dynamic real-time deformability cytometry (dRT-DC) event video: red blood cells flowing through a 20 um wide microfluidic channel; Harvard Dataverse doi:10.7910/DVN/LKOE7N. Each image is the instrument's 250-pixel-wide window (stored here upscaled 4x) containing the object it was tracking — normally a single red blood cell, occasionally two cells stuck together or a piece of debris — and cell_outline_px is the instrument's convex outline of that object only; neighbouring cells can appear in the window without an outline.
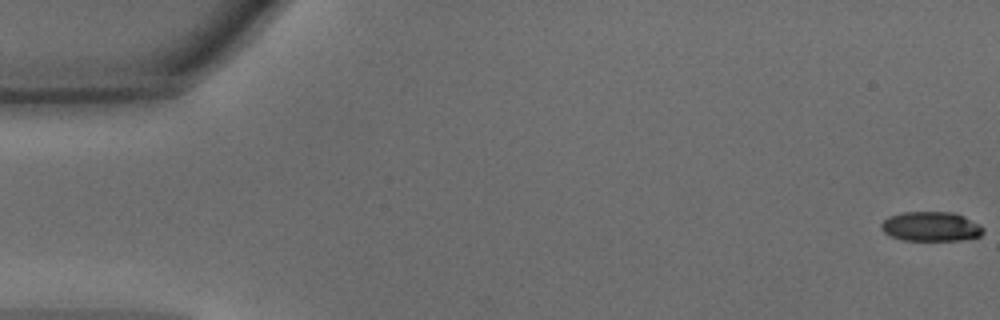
{"species": "common noctule bat (a hibernating species)", "species_latin": "Nyctalus noctula", "temperature_condition": "warm", "stored_images_in_passage": 44, "camera_frame_rate_fps": 3000, "um_per_image_px": 0.085, "animal": {"sex": "male", "body_mass_g": 15.6}, "frame": {"image": 1, "passage_image": 1, "time_ms": 0.0, "image_size_px": [1000, 320], "cell_outline_px": [[984, 232], [980, 236], [960, 240], [904, 240], [892, 236], [884, 232], [880, 228], [880, 224], [888, 216], [904, 212], [952, 212], [964, 216], [980, 224], [984, 228]], "centroid_in_image_um": [79.14, 19.25], "position_along_channel_um": 5.9, "area_um2": 17.57}}
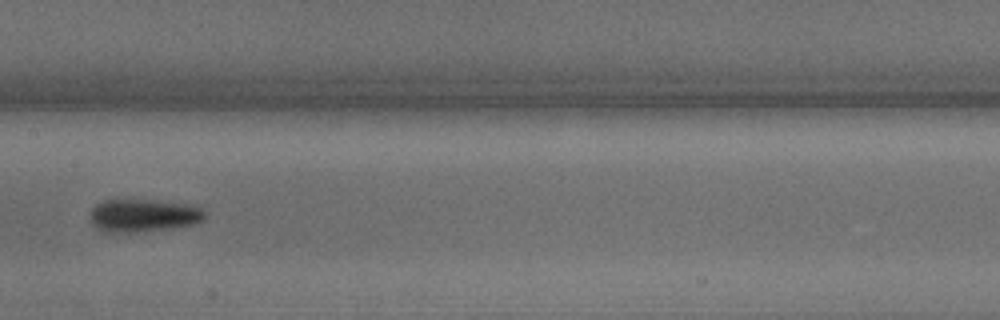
{"frame": {"image": 2, "passage_image": 24, "time_ms": 7.667, "image_size_px": [1000, 320], "cell_outline_px": [[204, 216], [200, 220], [192, 224], [136, 232], [104, 232], [92, 220], [92, 208], [96, 204], [104, 200], [148, 200], [196, 204], [204, 212]], "centroid_in_image_um": [12.2, 18.29], "position_along_channel_um": 195.2, "area_um2": 21.33}}
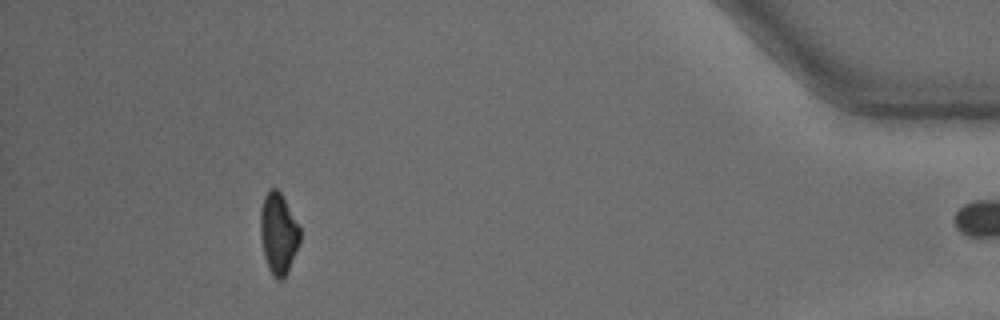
{"frame": {"image": 3, "passage_image": 43, "time_ms": 14.0, "image_size_px": [1000, 320], "cell_outline_px": [[300, 244], [288, 272], [284, 280], [276, 280], [272, 276], [268, 268], [264, 256], [260, 236], [260, 208], [264, 196], [268, 188], [276, 188], [280, 192], [300, 228]], "centroid_in_image_um": [23.65, 19.88], "position_along_channel_um": 411.5, "area_um2": 19.02}, "authors_computed_cell_mechanics": {"area_um2": 19.941, "velocity_mm_per_s": 4.3692, "shape_relaxation_time_tau1_ms": 3.2803, "shape_relaxation_time_tau2_ms": 1.9867, "deformation_change_tau1": 0.1474, "deformation_change_tau2": 0.0891}}